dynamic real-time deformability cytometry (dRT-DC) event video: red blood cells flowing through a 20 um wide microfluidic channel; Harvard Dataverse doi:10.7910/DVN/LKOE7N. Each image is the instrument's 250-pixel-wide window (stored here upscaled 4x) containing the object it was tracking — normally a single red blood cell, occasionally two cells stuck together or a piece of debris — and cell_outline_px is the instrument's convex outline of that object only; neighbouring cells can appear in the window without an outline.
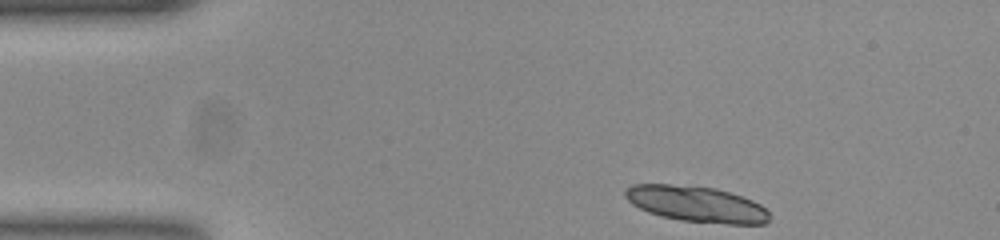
{"species": "common noctule bat (a hibernating species)", "species_latin": "Nyctalus noctula", "temperature_condition": "room temperature", "stored_images_in_passage": 45, "segment_of_instrument_passage": [1, 2], "camera_frame_rate_fps": 3000, "um_per_image_px": 0.085, "animal": {"sex": "female", "body_mass_g": 23.0, "forearm_length_mm": 53.4}, "frame": {"image": 1, "passage_image": 1, "time_ms": 0.0, "image_size_px": [1000, 240], "cell_outline_px": [[768, 220], [764, 224], [728, 224], [680, 220], [660, 216], [648, 212], [632, 204], [624, 196], [624, 192], [632, 184], [668, 184], [716, 188], [752, 200], [760, 204], [768, 212]], "centroid_in_image_um": [59.17, 17.35], "position_along_channel_um": 25.8, "area_um2": 29.94}}